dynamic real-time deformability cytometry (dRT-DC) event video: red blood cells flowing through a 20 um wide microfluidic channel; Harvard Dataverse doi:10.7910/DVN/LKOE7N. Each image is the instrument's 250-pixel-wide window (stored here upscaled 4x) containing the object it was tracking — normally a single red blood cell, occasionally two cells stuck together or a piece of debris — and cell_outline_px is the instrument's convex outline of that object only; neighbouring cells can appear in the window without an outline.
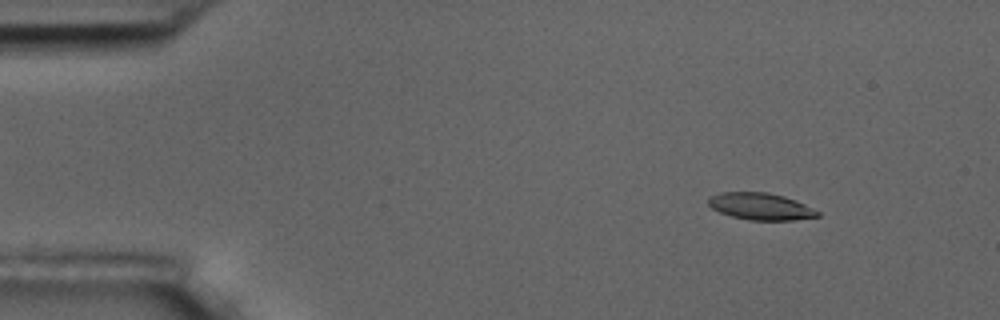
{"species": "common noctule bat (a hibernating species)", "species_latin": "Nyctalus noctula", "temperature_condition": "room temperature", "stored_images_in_passage": 4, "camera_frame_rate_fps": 3000, "um_per_image_px": 0.085, "animal": {"sex": "male", "body_mass_g": 17.5, "forearm_length_mm": 52.3}, "frame": {"image": 1, "passage_image": 1, "time_ms": 0.0, "image_size_px": [1000, 320], "cell_outline_px": [[820, 216], [796, 220], [748, 220], [732, 216], [720, 212], [712, 208], [708, 204], [708, 196], [720, 192], [768, 192], [784, 196], [796, 200], [820, 212]], "centroid_in_image_um": [64.64, 17.54], "position_along_channel_um": 20.4, "area_um2": 17.22}}
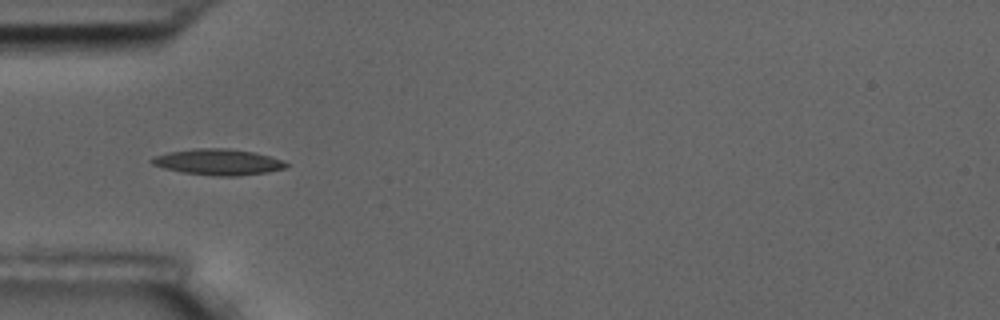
{"frame": {"image": 2, "passage_image": 4, "time_ms": 3.667, "image_size_px": [1000, 320], "cell_outline_px": [[288, 168], [268, 172], [236, 176], [216, 176], [180, 172], [164, 168], [152, 164], [148, 160], [152, 156], [168, 152], [196, 148], [228, 148], [252, 152], [284, 160], [288, 164]], "centroid_in_image_um": [18.52, 13.77], "position_along_channel_um": 66.5, "area_um2": 20.52}}